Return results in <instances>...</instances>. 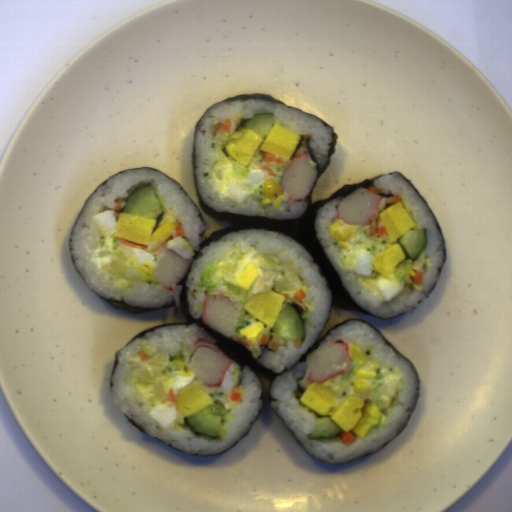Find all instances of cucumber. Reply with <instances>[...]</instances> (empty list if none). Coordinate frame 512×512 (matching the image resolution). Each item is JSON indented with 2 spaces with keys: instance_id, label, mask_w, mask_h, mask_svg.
I'll use <instances>...</instances> for the list:
<instances>
[{
  "instance_id": "8b760119",
  "label": "cucumber",
  "mask_w": 512,
  "mask_h": 512,
  "mask_svg": "<svg viewBox=\"0 0 512 512\" xmlns=\"http://www.w3.org/2000/svg\"><path fill=\"white\" fill-rule=\"evenodd\" d=\"M223 404L210 402L185 418L187 426L196 433L208 436H220L222 426L230 414Z\"/></svg>"
},
{
  "instance_id": "586b57bf",
  "label": "cucumber",
  "mask_w": 512,
  "mask_h": 512,
  "mask_svg": "<svg viewBox=\"0 0 512 512\" xmlns=\"http://www.w3.org/2000/svg\"><path fill=\"white\" fill-rule=\"evenodd\" d=\"M122 212L133 213L149 218H159L164 214L163 207L152 186H143L127 198Z\"/></svg>"
},
{
  "instance_id": "888e309b",
  "label": "cucumber",
  "mask_w": 512,
  "mask_h": 512,
  "mask_svg": "<svg viewBox=\"0 0 512 512\" xmlns=\"http://www.w3.org/2000/svg\"><path fill=\"white\" fill-rule=\"evenodd\" d=\"M273 328L286 340L301 339L304 334V324L291 304L284 305Z\"/></svg>"
},
{
  "instance_id": "2a18db57",
  "label": "cucumber",
  "mask_w": 512,
  "mask_h": 512,
  "mask_svg": "<svg viewBox=\"0 0 512 512\" xmlns=\"http://www.w3.org/2000/svg\"><path fill=\"white\" fill-rule=\"evenodd\" d=\"M395 242L400 245L403 254L414 261L427 247V231L425 229L407 230Z\"/></svg>"
},
{
  "instance_id": "734fbe4a",
  "label": "cucumber",
  "mask_w": 512,
  "mask_h": 512,
  "mask_svg": "<svg viewBox=\"0 0 512 512\" xmlns=\"http://www.w3.org/2000/svg\"><path fill=\"white\" fill-rule=\"evenodd\" d=\"M275 121L274 112H262L252 116L243 127L257 132L262 138H267Z\"/></svg>"
},
{
  "instance_id": "9523449b",
  "label": "cucumber",
  "mask_w": 512,
  "mask_h": 512,
  "mask_svg": "<svg viewBox=\"0 0 512 512\" xmlns=\"http://www.w3.org/2000/svg\"><path fill=\"white\" fill-rule=\"evenodd\" d=\"M341 427L333 421L329 415H319L309 438L325 437L334 438L339 434Z\"/></svg>"
}]
</instances>
